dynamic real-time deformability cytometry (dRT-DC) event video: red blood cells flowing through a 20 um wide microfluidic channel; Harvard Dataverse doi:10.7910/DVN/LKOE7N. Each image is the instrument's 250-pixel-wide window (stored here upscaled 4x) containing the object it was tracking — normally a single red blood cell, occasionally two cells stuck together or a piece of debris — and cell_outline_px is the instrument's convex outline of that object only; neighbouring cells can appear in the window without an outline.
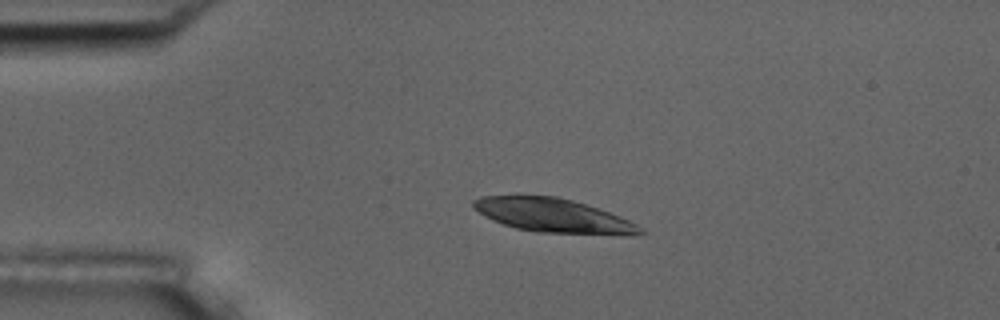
{"species": "common noctule bat (a hibernating species)", "species_latin": "Nyctalus noctula", "temperature_condition": "room temperature", "stored_images_in_passage": 3, "camera_frame_rate_fps": 3000, "um_per_image_px": 0.085, "animal": {"sex": "male", "body_mass_g": 17.5, "forearm_length_mm": 52.3}, "frame": {"image": 1, "passage_image": 2, "time_ms": 1.333, "image_size_px": [1000, 320], "cell_outline_px": [[648, 232], [628, 236], [536, 232], [516, 228], [492, 220], [484, 216], [472, 208], [472, 200], [480, 196], [556, 196], [572, 200], [620, 216], [636, 224]], "centroid_in_image_um": [47.04, 18.34], "position_along_channel_um": 38.0, "area_um2": 33.12}}